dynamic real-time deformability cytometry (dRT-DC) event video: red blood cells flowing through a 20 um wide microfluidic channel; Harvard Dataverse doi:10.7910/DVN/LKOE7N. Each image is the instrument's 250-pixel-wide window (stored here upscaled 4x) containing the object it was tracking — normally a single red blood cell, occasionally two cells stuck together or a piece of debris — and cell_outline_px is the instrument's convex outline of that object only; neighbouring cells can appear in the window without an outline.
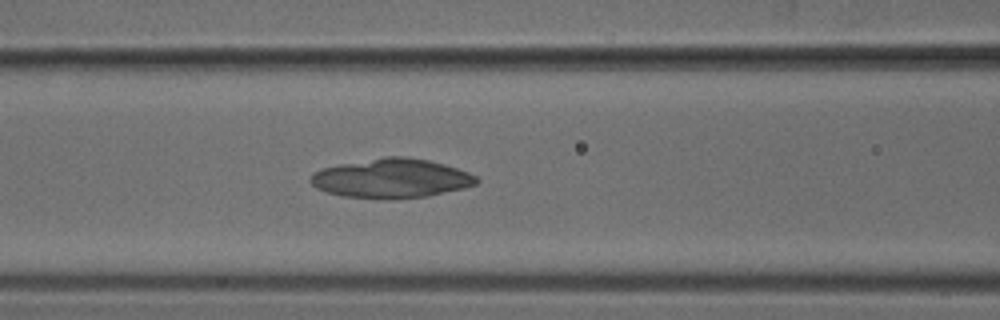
{"species": "common noctule bat (a hibernating species)", "species_latin": "Nyctalus noctula", "temperature_condition": "cold", "stored_images_in_passage": 52, "camera_frame_rate_fps": 3000, "um_per_image_px": 0.085, "animal": {"sex": "male", "body_mass_g": 18.8}, "frame": {"image": 1, "passage_image": 22, "time_ms": 7.0, "image_size_px": [1000, 320], "cell_outline_px": [[480, 180], [476, 184], [464, 188], [428, 196], [384, 200], [344, 196], [324, 192], [316, 188], [308, 180], [320, 168], [340, 164], [384, 156], [408, 156], [428, 160], [444, 164], [468, 172], [476, 176]], "centroid_in_image_um": [33.26, 15.16], "position_along_channel_um": 133.3, "area_um2": 38.26}}
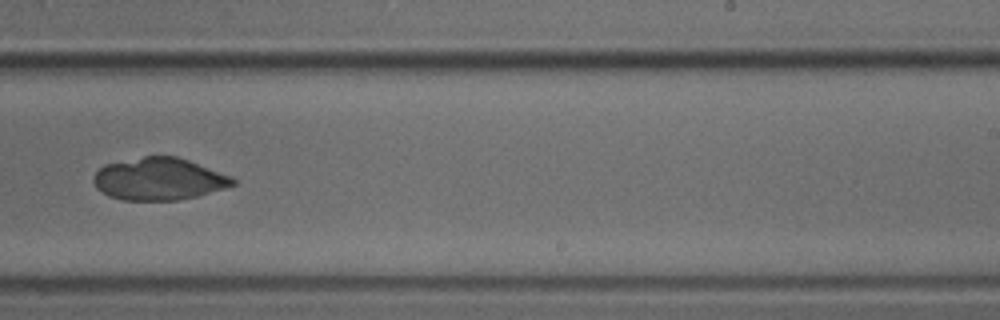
{"frame": {"image": 2, "passage_image": 33, "time_ms": 10.667, "image_size_px": [1000, 320], "cell_outline_px": [[236, 184], [224, 188], [196, 196], [180, 200], [120, 200], [108, 196], [96, 188], [92, 180], [92, 176], [104, 164], [144, 156], [176, 156], [188, 160], [232, 176], [236, 180]], "centroid_in_image_um": [13.48, 15.22], "position_along_channel_um": 275.5, "area_um2": 34.39}}
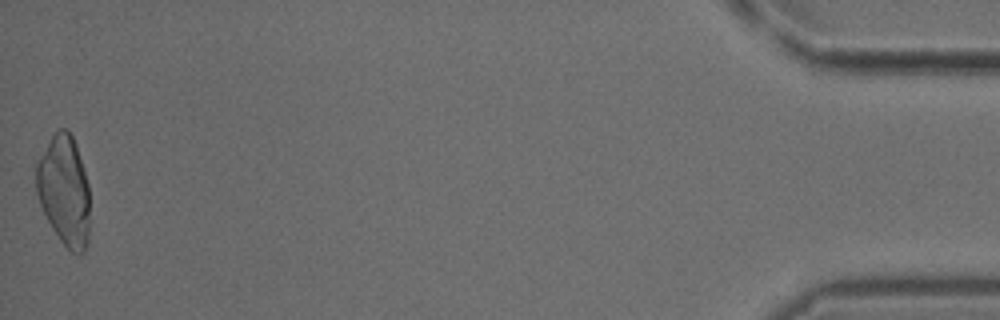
{"frame": {"image": 3, "passage_image": 52, "time_ms": 17.0, "image_size_px": [1000, 320], "cell_outline_px": [[88, 244], [84, 252], [80, 256], [76, 256], [60, 240], [52, 228], [40, 204], [36, 192], [36, 164], [40, 156], [56, 128], [68, 128], [76, 144], [88, 184]], "centroid_in_image_um": [5.45, 16.2], "position_along_channel_um": 429.7, "area_um2": 34.33}}